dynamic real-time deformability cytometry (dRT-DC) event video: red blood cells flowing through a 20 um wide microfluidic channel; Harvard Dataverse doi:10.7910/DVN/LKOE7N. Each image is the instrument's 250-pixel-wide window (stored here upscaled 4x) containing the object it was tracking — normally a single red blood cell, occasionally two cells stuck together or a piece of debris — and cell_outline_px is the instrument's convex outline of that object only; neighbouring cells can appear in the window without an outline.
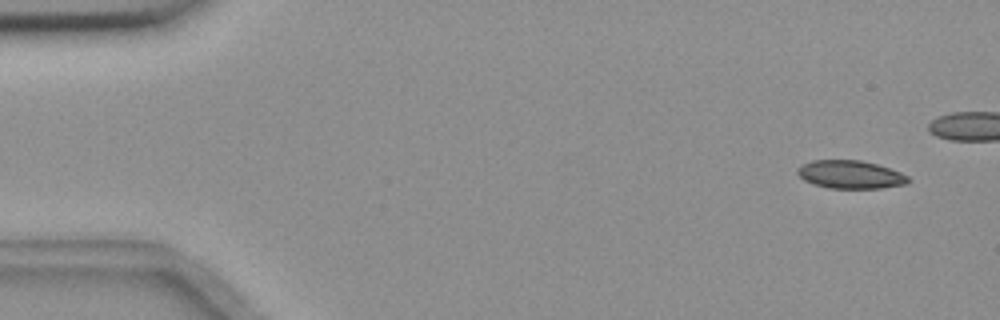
{"species": "common noctule bat (a hibernating species)", "species_latin": "Nyctalus noctula", "temperature_condition": "room temperature", "stored_images_in_passage": 10, "camera_frame_rate_fps": 3000, "um_per_image_px": 0.085, "animal": {"sex": "female", "body_mass_g": 18.4}, "frame": {"image": 1, "passage_image": 1, "time_ms": 0.0, "image_size_px": [1000, 320], "cell_outline_px": [[912, 180], [908, 184], [880, 188], [828, 188], [812, 184], [804, 180], [796, 172], [796, 168], [812, 160], [860, 160], [876, 164], [900, 172], [908, 176]], "centroid_in_image_um": [72.29, 14.84], "position_along_channel_um": 12.7, "area_um2": 18.21}}
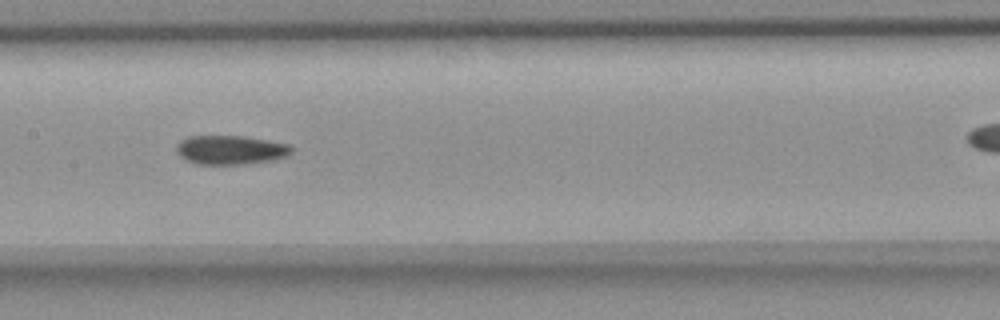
{"frame": {"image": 2, "passage_image": 7, "time_ms": 2.0, "image_size_px": [1000, 320], "cell_outline_px": [[292, 152], [288, 156], [272, 160], [244, 164], [196, 164], [180, 156], [176, 152], [176, 144], [180, 140], [188, 136], [244, 136], [268, 140], [288, 144], [292, 148]], "centroid_in_image_um": [19.58, 12.74], "position_along_channel_um": 187.8, "area_um2": 19.54}}
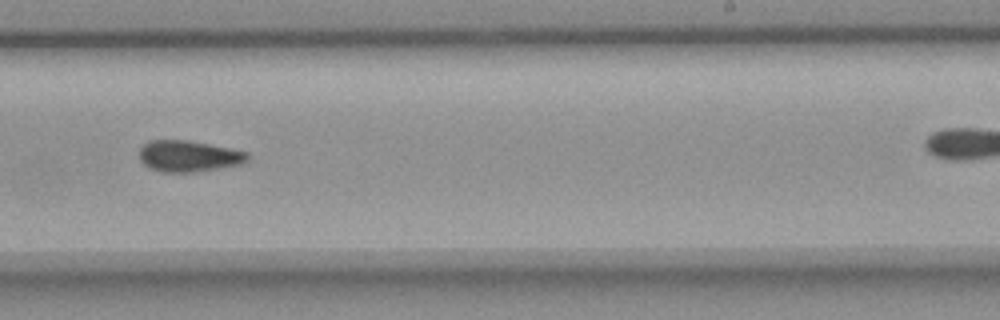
{"frame": {"image": 3, "passage_image": 9, "time_ms": 2.667, "image_size_px": [1000, 320], "cell_outline_px": [[248, 160], [240, 164], [220, 168], [196, 172], [160, 172], [144, 164], [140, 160], [140, 148], [148, 140], [188, 140], [248, 152]], "centroid_in_image_um": [16.02, 13.27], "position_along_channel_um": 273.0, "area_um2": 19.59}}